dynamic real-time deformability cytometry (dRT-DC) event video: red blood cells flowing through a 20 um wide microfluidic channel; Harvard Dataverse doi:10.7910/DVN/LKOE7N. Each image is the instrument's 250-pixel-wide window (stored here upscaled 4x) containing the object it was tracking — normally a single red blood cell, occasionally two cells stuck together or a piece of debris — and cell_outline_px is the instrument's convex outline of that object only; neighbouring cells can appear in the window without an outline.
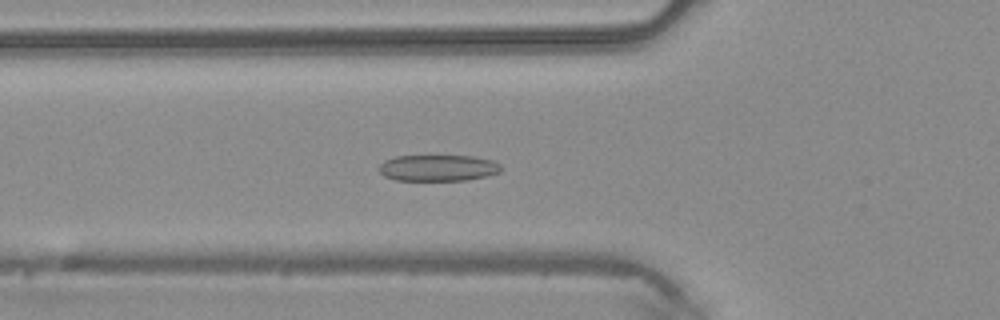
{"species": "common noctule bat (a hibernating species)", "species_latin": "Nyctalus noctula", "temperature_condition": "warm", "stored_images_in_passage": 47, "camera_frame_rate_fps": 3000, "um_per_image_px": 0.085, "animal": {"sex": "male", "body_mass_g": 20.4}, "frame": {"image": 1, "passage_image": 17, "time_ms": 5.333, "image_size_px": [1000, 320], "cell_outline_px": [[500, 172], [484, 176], [464, 180], [396, 180], [384, 176], [380, 172], [380, 164], [384, 160], [396, 156], [472, 156], [492, 160], [500, 164]], "centroid_in_image_um": [37.21, 14.27], "position_along_channel_um": 88.6, "area_um2": 18.5}}
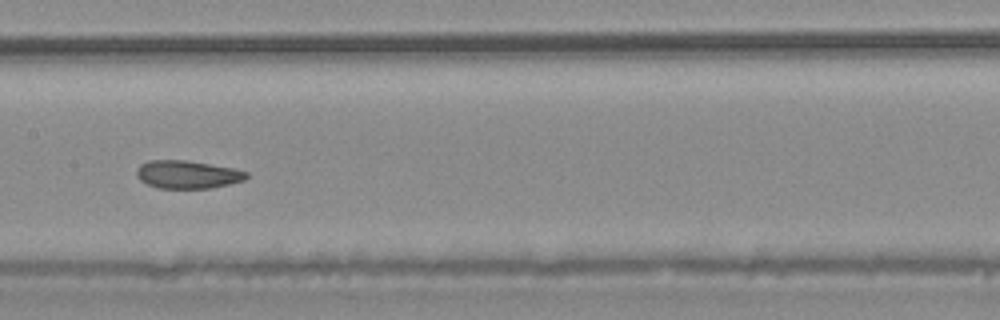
{"frame": {"image": 2, "passage_image": 24, "time_ms": 7.667, "image_size_px": [1000, 320], "cell_outline_px": [[248, 176], [244, 180], [212, 188], [156, 188], [140, 180], [136, 176], [136, 168], [140, 164], [148, 160], [188, 160], [232, 168], [248, 172]], "centroid_in_image_um": [15.9, 14.82], "position_along_channel_um": 191.5, "area_um2": 17.98}}
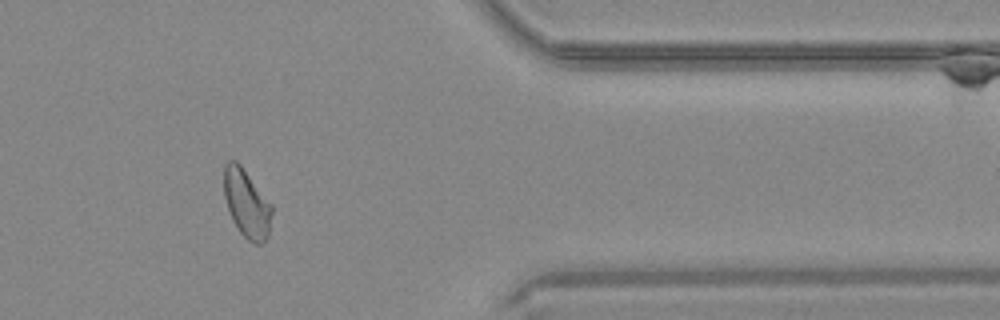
{"frame": {"image": 3, "passage_image": 39, "time_ms": 12.667, "image_size_px": [1000, 320], "cell_outline_px": [[272, 212], [268, 236], [264, 244], [252, 244], [240, 232], [232, 220], [224, 196], [224, 164], [228, 160], [236, 160], [240, 164], [272, 204]], "centroid_in_image_um": [20.97, 17.31], "position_along_channel_um": 390.4, "area_um2": 19.13}}